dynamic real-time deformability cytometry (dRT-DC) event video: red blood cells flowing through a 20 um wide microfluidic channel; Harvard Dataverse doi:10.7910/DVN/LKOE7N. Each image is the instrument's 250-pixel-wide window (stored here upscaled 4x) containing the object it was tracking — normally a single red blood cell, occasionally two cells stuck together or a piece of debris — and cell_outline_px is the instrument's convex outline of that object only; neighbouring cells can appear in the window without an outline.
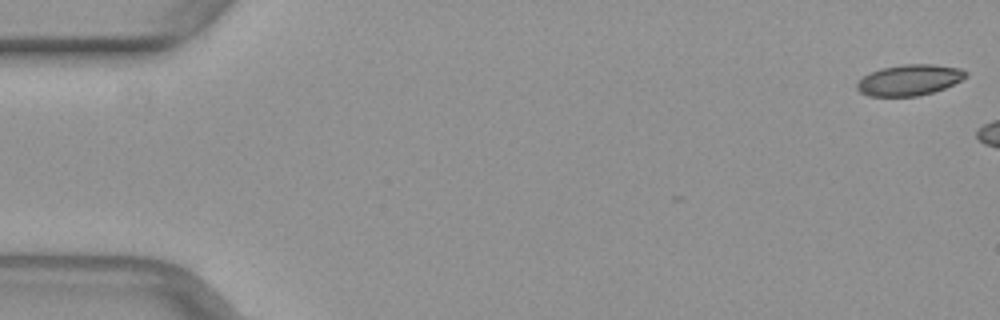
{"species": "common noctule bat (a hibernating species)", "species_latin": "Nyctalus noctula", "temperature_condition": "warm", "stored_images_in_passage": 6, "camera_frame_rate_fps": 3000, "um_per_image_px": 0.085, "animal": {"sex": "female", "body_mass_g": 29.2, "forearm_length_mm": 56.3}, "frame": {"image": 1, "passage_image": 1, "time_ms": 0.0, "image_size_px": [1000, 320], "cell_outline_px": [[968, 76], [944, 88], [932, 92], [916, 96], [868, 96], [860, 92], [856, 88], [856, 84], [864, 76], [880, 68], [904, 64], [936, 64], [960, 68], [968, 72]], "centroid_in_image_um": [77.3, 6.79], "position_along_channel_um": 7.7, "area_um2": 19.54}}